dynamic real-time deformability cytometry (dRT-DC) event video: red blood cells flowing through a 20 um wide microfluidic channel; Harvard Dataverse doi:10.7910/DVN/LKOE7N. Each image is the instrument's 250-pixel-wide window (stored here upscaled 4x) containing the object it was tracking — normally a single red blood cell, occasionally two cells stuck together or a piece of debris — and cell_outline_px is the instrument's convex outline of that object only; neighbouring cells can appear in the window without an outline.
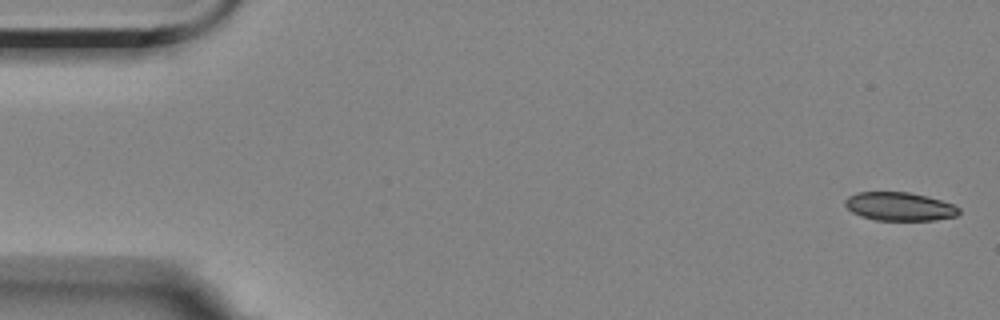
{"species": "Egyptian fruit bat (a non-hibernating species)", "species_latin": "Rousettus aegyptiacus", "temperature_condition": "room temperature", "stored_images_in_passage": 4, "camera_frame_rate_fps": 3000, "um_per_image_px": 0.085, "animal": {"sex": "female"}, "frame": {"image": 1, "passage_image": 1, "time_ms": 0.0, "image_size_px": [1000, 320], "cell_outline_px": [[960, 212], [956, 216], [936, 220], [876, 220], [860, 216], [852, 212], [844, 204], [844, 200], [848, 196], [856, 192], [908, 192], [928, 196], [952, 204], [960, 208]], "centroid_in_image_um": [76.44, 17.55], "position_along_channel_um": 8.6, "area_um2": 18.96}}